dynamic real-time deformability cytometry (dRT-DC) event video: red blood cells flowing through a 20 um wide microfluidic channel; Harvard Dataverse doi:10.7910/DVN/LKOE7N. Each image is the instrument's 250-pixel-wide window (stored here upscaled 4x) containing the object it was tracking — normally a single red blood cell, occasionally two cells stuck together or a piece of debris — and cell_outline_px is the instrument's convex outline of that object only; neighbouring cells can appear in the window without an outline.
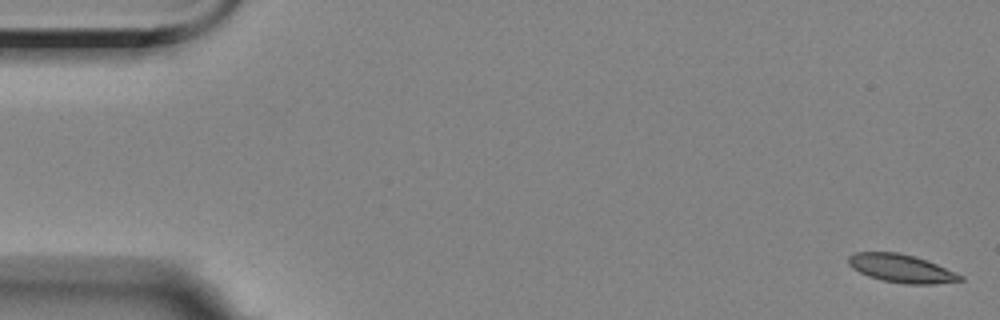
{"species": "Egyptian fruit bat (a non-hibernating species)", "species_latin": "Rousettus aegyptiacus", "temperature_condition": "room temperature", "stored_images_in_passage": 6, "camera_frame_rate_fps": 3000, "um_per_image_px": 0.085, "animal": {"sex": "female"}, "frame": {"image": 1, "passage_image": 1, "time_ms": 0.0, "image_size_px": [1000, 320], "cell_outline_px": [[964, 280], [932, 284], [908, 284], [884, 280], [868, 276], [852, 268], [848, 264], [848, 256], [856, 252], [896, 252], [912, 256], [936, 264], [956, 272], [964, 276]], "centroid_in_image_um": [76.61, 22.82], "position_along_channel_um": 8.4, "area_um2": 18.09}}